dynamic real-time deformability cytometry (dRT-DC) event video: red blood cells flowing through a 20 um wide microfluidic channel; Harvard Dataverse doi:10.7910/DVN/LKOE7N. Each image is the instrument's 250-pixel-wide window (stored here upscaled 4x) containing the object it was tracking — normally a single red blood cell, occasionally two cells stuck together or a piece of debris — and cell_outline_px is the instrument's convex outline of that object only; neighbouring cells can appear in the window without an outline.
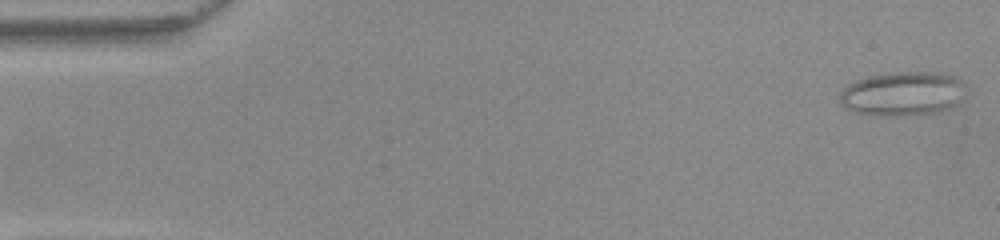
{"species": "common noctule bat (a hibernating species)", "species_latin": "Nyctalus noctula", "temperature_condition": "warm", "stored_images_in_passage": 50, "camera_frame_rate_fps": 3000, "um_per_image_px": 0.085, "animal": {"sex": "female", "body_mass_g": 22.0, "forearm_length_mm": 56.7}, "frame": {"image": 1, "passage_image": 1, "time_ms": 0.0, "image_size_px": [1000, 240], "cell_outline_px": [[968, 88], [956, 104], [932, 112], [904, 116], [880, 116], [856, 112], [840, 104], [840, 92], [848, 84], [856, 80], [880, 72], [936, 72], [952, 76], [960, 80]], "centroid_in_image_um": [76.69, 7.94], "position_along_channel_um": 8.3, "area_um2": 32.43}}
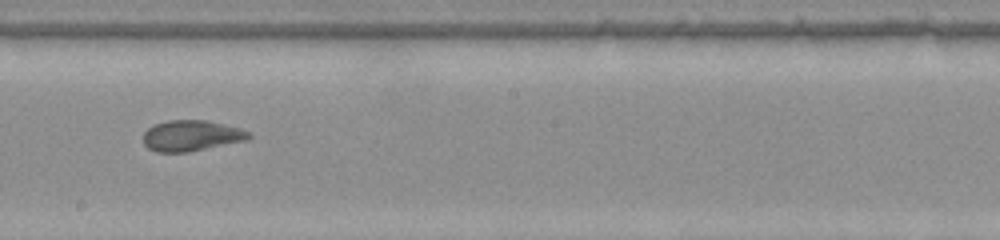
{"frame": {"image": 2, "passage_image": 28, "time_ms": 9.0, "image_size_px": [1000, 240], "cell_outline_px": [[252, 136], [248, 140], [188, 152], [156, 152], [148, 148], [144, 144], [144, 132], [148, 128], [156, 124], [168, 120], [208, 120], [240, 128], [248, 132]], "centroid_in_image_um": [16.28, 11.53], "position_along_channel_um": 231.9, "area_um2": 18.96}}
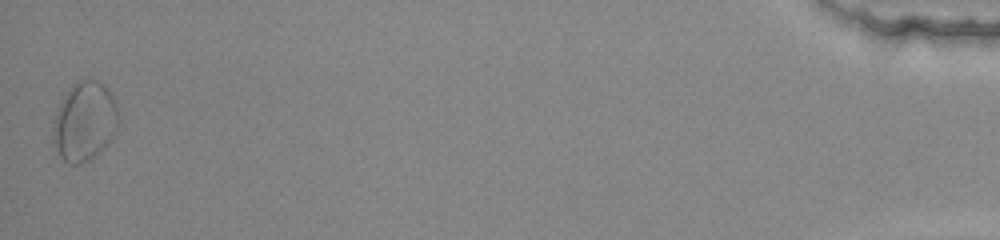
{"frame": {"image": 3, "passage_image": 50, "time_ms": 16.333, "image_size_px": [1000, 240], "cell_outline_px": [[116, 128], [112, 136], [88, 160], [80, 164], [68, 164], [60, 156], [52, 140], [52, 132], [56, 116], [60, 104], [68, 88], [76, 80], [96, 80], [104, 84], [108, 88], [116, 100]], "centroid_in_image_um": [7.15, 10.28], "position_along_channel_um": 428.0, "area_um2": 29.48}, "authors_computed_cell_mechanics": {"area_um2": 19.3052, "velocity_mm_per_s": 3.9875, "shape_relaxation_time_tau1_ms": null, "shape_relaxation_time_tau2_ms": 1.5451, "deformation_change_tau1": null, "deformation_change_tau2": 0.078}}